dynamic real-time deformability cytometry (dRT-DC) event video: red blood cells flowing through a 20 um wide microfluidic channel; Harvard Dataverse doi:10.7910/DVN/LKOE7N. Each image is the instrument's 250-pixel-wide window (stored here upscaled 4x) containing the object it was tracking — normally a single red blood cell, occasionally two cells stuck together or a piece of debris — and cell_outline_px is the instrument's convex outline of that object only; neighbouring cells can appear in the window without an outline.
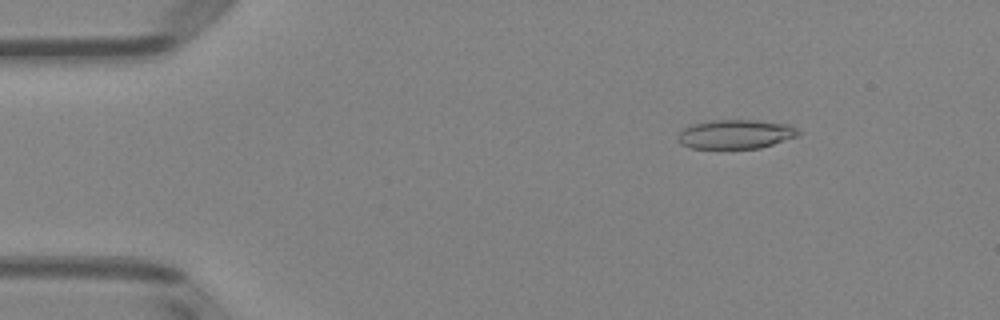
{"species": "Egyptian fruit bat (a non-hibernating species)", "species_latin": "Rousettus aegyptiacus", "temperature_condition": "room temperature", "stored_images_in_passage": 51, "camera_frame_rate_fps": 3000, "um_per_image_px": 0.085, "animal": {"sex": "female"}, "frame": {"image": 1, "passage_image": 7, "time_ms": 2.0, "image_size_px": [1000, 320], "cell_outline_px": [[800, 136], [760, 148], [692, 148], [680, 144], [676, 136], [684, 128], [692, 124], [712, 120], [756, 120], [788, 124], [796, 128], [800, 132]], "centroid_in_image_um": [62.54, 11.4], "position_along_channel_um": 22.5, "area_um2": 20.52}}
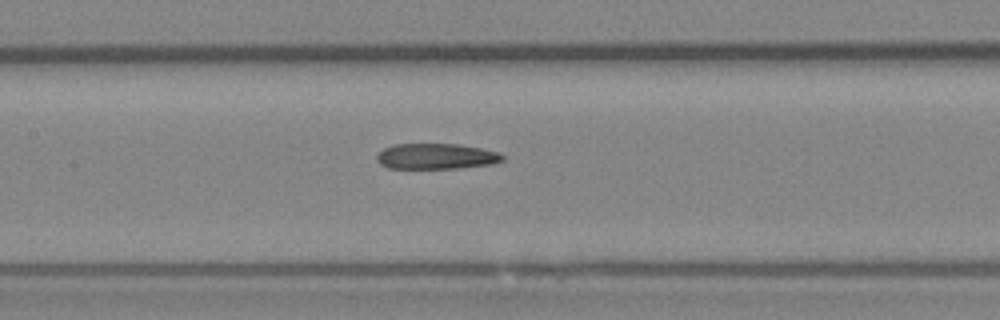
{"frame": {"image": 2, "passage_image": 24, "time_ms": 7.667, "image_size_px": [1000, 320], "cell_outline_px": [[504, 160], [492, 164], [456, 168], [388, 168], [380, 164], [376, 160], [376, 156], [384, 148], [392, 144], [456, 144], [480, 148], [500, 152], [504, 156]], "centroid_in_image_um": [37.07, 13.28], "position_along_channel_um": 170.3, "area_um2": 18.79}}
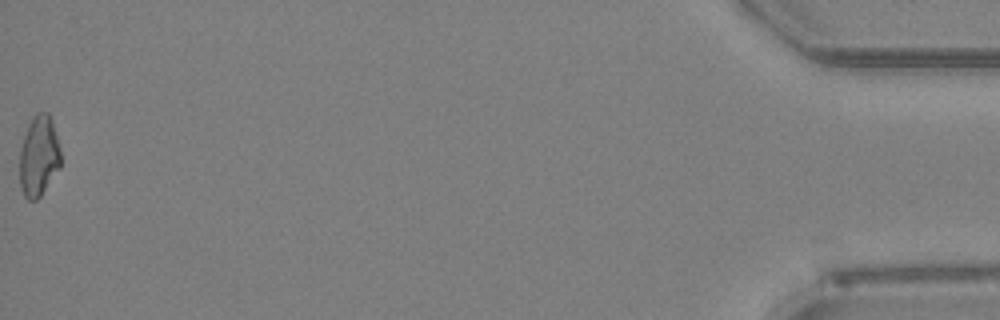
{"frame": {"image": 3, "passage_image": 51, "time_ms": 16.667, "image_size_px": [1000, 320], "cell_outline_px": [[60, 168], [40, 196], [36, 200], [28, 200], [24, 196], [20, 188], [20, 148], [28, 124], [32, 116], [36, 112], [48, 112], [52, 120], [60, 148]], "centroid_in_image_um": [3.29, 13.26], "position_along_channel_um": 431.9, "area_um2": 19.42}, "authors_computed_cell_mechanics": {"area_um2": 19.8254, "velocity_mm_per_s": 4.0046, "shape_relaxation_time_tau1_ms": null, "shape_relaxation_time_tau2_ms": 9.0072, "deformation_change_tau1": null, "deformation_change_tau2": 0.2423}}